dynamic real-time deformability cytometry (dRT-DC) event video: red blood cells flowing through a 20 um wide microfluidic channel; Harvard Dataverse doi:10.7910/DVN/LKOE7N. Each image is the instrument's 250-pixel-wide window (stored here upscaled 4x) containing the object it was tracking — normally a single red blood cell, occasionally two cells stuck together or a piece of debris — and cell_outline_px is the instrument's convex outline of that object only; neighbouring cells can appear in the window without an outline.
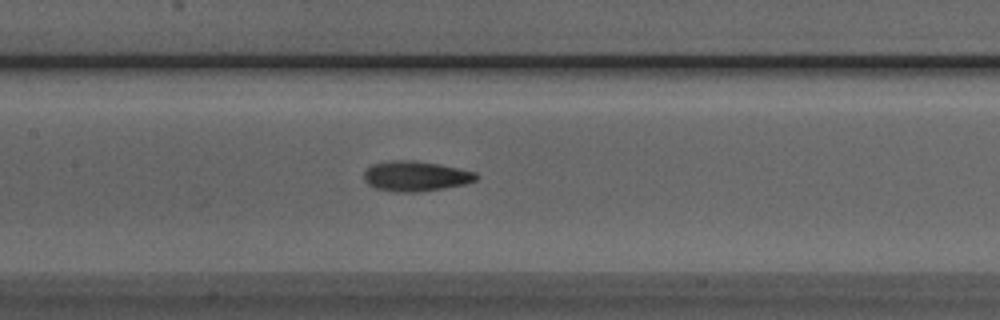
{"species": "Egyptian fruit bat (a non-hibernating species)", "species_latin": "Rousettus aegyptiacus", "temperature_condition": "room temperature", "stored_images_in_passage": 44, "camera_frame_rate_fps": 3000, "um_per_image_px": 0.085, "animal": {"sex": "male"}, "frame": {"image": 1, "passage_image": 21, "time_ms": 6.667, "image_size_px": [1000, 320], "cell_outline_px": [[480, 176], [476, 180], [464, 184], [444, 188], [420, 192], [396, 192], [376, 188], [368, 184], [364, 180], [364, 172], [372, 164], [392, 160], [412, 160], [440, 164], [476, 172]], "centroid_in_image_um": [35.34, 14.97], "position_along_channel_um": 172.1, "area_um2": 19.77}}
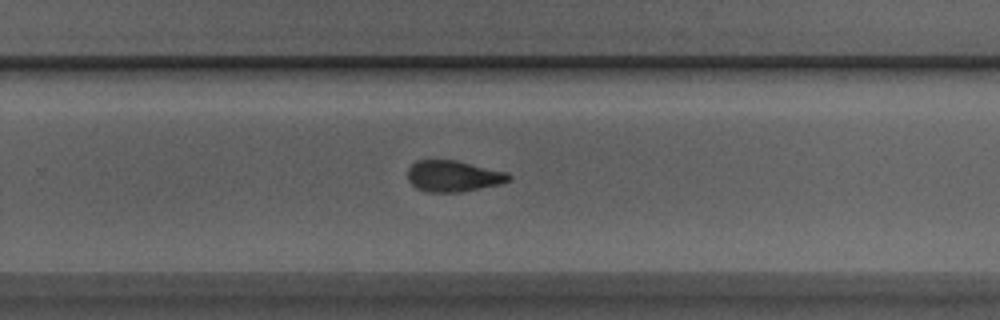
{"frame": {"image": 2, "passage_image": 30, "time_ms": 9.667, "image_size_px": [1000, 320], "cell_outline_px": [[512, 180], [500, 184], [460, 192], [428, 192], [416, 188], [408, 180], [408, 168], [416, 160], [456, 160], [508, 172], [512, 176]], "centroid_in_image_um": [38.55, 14.96], "position_along_channel_um": 291.2, "area_um2": 18.5}}
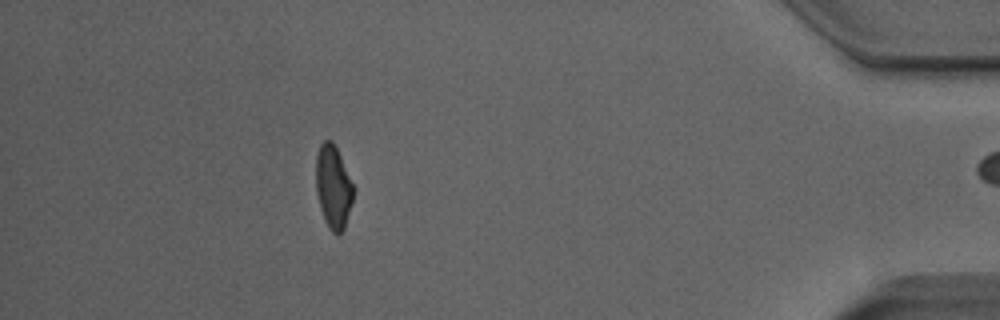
{"frame": {"image": 3, "passage_image": 43, "time_ms": 14.0, "image_size_px": [1000, 320], "cell_outline_px": [[352, 200], [344, 228], [336, 236], [328, 228], [324, 220], [320, 208], [316, 192], [316, 156], [320, 144], [324, 140], [332, 140], [340, 156], [352, 184]], "centroid_in_image_um": [28.28, 15.9], "position_along_channel_um": 406.9, "area_um2": 17.8}, "authors_computed_cell_mechanics": {"area_um2": 18.8717, "velocity_mm_per_s": 3.996, "shape_relaxation_time_tau1_ms": 5.4983, "shape_relaxation_time_tau2_ms": 3.6467, "deformation_change_tau1": 0.1583, "deformation_change_tau2": 0.1195}}